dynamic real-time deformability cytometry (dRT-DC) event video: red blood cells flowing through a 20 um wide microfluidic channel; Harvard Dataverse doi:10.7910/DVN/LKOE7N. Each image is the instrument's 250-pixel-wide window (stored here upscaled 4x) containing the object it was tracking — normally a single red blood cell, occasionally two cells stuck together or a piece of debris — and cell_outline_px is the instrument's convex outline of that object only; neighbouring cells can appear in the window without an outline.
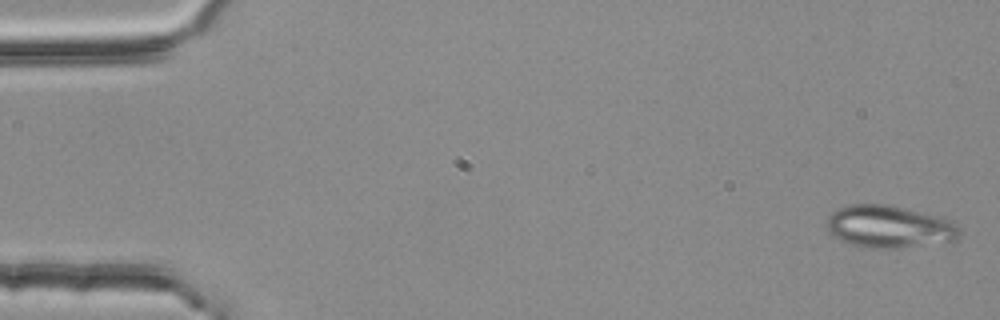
{"species": "common noctule bat (a hibernating species)", "species_latin": "Nyctalus noctula", "temperature_condition": "room temperature", "stored_images_in_passage": 4, "camera_frame_rate_fps": 3000, "um_per_image_px": 0.085, "animal": {"sex": "female", "body_mass_g": 25.1}, "frame": {"image": 1, "passage_image": 1, "time_ms": 0.0, "image_size_px": [1000, 320], "cell_outline_px": [[960, 232], [956, 240], [900, 248], [872, 248], [852, 244], [840, 240], [832, 236], [828, 232], [828, 216], [832, 212], [840, 208], [852, 204], [884, 204], [940, 216], [948, 220]], "centroid_in_image_um": [75.54, 19.27], "position_along_channel_um": 9.5, "area_um2": 32.25}}